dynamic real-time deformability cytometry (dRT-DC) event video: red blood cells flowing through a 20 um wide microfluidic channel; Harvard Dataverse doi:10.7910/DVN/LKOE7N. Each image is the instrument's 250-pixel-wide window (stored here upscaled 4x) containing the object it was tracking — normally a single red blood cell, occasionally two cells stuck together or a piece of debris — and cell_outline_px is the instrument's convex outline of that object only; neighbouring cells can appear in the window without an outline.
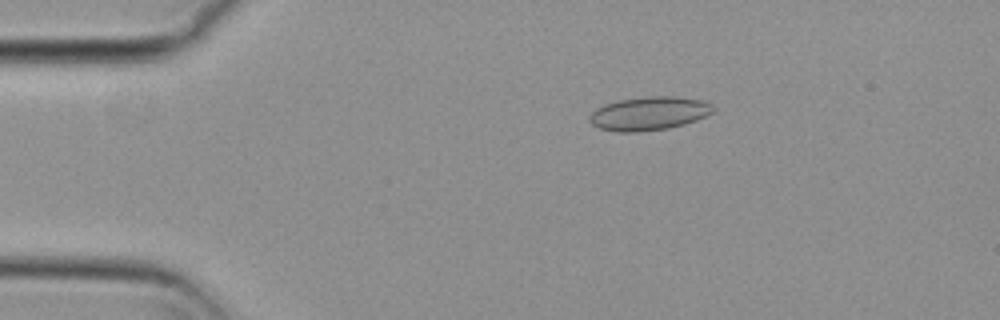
{"species": "common noctule bat (a hibernating species)", "species_latin": "Nyctalus noctula", "temperature_condition": "cold", "stored_images_in_passage": 55, "camera_frame_rate_fps": 3000, "um_per_image_px": 0.085, "animal": {"sex": "female", "body_mass_g": 29.2, "forearm_length_mm": 56.3}, "frame": {"image": 1, "passage_image": 10, "time_ms": 3.0, "image_size_px": [1000, 320], "cell_outline_px": [[716, 108], [712, 112], [696, 120], [684, 124], [668, 128], [640, 132], [620, 132], [600, 128], [592, 124], [588, 120], [588, 116], [596, 108], [604, 104], [616, 100], [648, 96], [676, 96], [704, 100], [712, 104]], "centroid_in_image_um": [55.16, 9.63], "position_along_channel_um": 29.8, "area_um2": 24.39}}
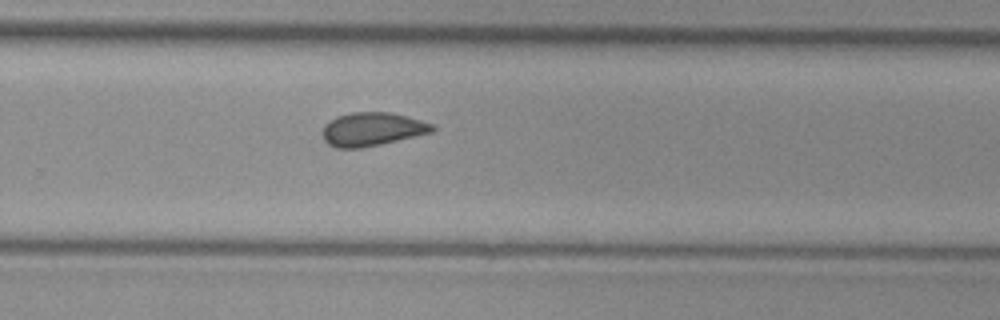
{"frame": {"image": 2, "passage_image": 36, "time_ms": 11.667, "image_size_px": [1000, 320], "cell_outline_px": [[436, 128], [432, 132], [380, 144], [360, 148], [336, 148], [328, 144], [324, 140], [324, 124], [336, 116], [352, 112], [388, 112], [420, 120], [432, 124]], "centroid_in_image_um": [31.6, 10.98], "position_along_channel_um": 298.2, "area_um2": 21.15}}
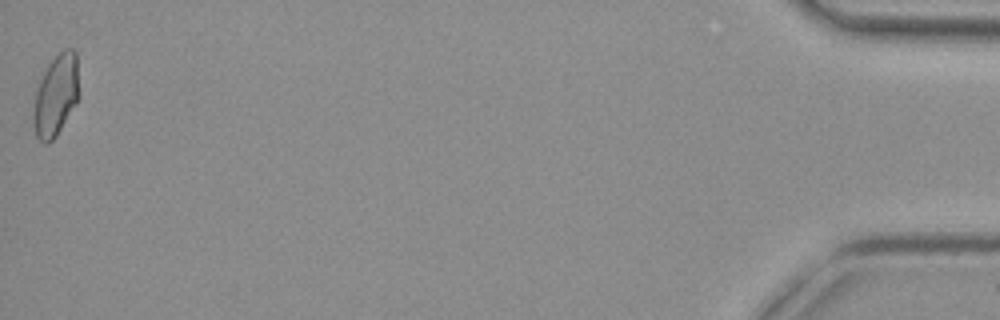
{"frame": {"image": 3, "passage_image": 55, "time_ms": 18.0, "image_size_px": [1000, 320], "cell_outline_px": [[80, 96], [76, 104], [56, 136], [48, 144], [44, 144], [36, 136], [32, 116], [32, 112], [36, 92], [40, 80], [48, 64], [64, 48], [72, 48], [76, 52]], "centroid_in_image_um": [4.77, 8.11], "position_along_channel_um": 430.4, "area_um2": 21.79}, "authors_computed_cell_mechanics": {"area_um2": 21.5016, "velocity_mm_per_s": 3.7148, "shape_relaxation_time_tau1_ms": null, "shape_relaxation_time_tau2_ms": 2.0182, "deformation_change_tau1": null, "deformation_change_tau2": 0.0765}}